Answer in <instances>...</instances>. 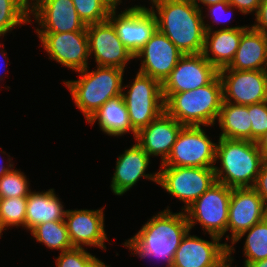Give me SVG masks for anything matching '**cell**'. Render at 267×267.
<instances>
[{
  "instance_id": "1",
  "label": "cell",
  "mask_w": 267,
  "mask_h": 267,
  "mask_svg": "<svg viewBox=\"0 0 267 267\" xmlns=\"http://www.w3.org/2000/svg\"><path fill=\"white\" fill-rule=\"evenodd\" d=\"M189 230L185 212L175 213L167 206L149 218L135 235L121 245L133 256L161 259L158 261H165V267H172L176 250Z\"/></svg>"
},
{
  "instance_id": "2",
  "label": "cell",
  "mask_w": 267,
  "mask_h": 267,
  "mask_svg": "<svg viewBox=\"0 0 267 267\" xmlns=\"http://www.w3.org/2000/svg\"><path fill=\"white\" fill-rule=\"evenodd\" d=\"M157 30L184 54H200L204 48L205 14L190 0H150Z\"/></svg>"
},
{
  "instance_id": "3",
  "label": "cell",
  "mask_w": 267,
  "mask_h": 267,
  "mask_svg": "<svg viewBox=\"0 0 267 267\" xmlns=\"http://www.w3.org/2000/svg\"><path fill=\"white\" fill-rule=\"evenodd\" d=\"M214 172L216 180L230 188L253 187L265 161L257 142L218 138Z\"/></svg>"
},
{
  "instance_id": "4",
  "label": "cell",
  "mask_w": 267,
  "mask_h": 267,
  "mask_svg": "<svg viewBox=\"0 0 267 267\" xmlns=\"http://www.w3.org/2000/svg\"><path fill=\"white\" fill-rule=\"evenodd\" d=\"M78 73L76 80H63L77 109L87 122L109 99L122 95L125 70L117 67L97 66Z\"/></svg>"
},
{
  "instance_id": "5",
  "label": "cell",
  "mask_w": 267,
  "mask_h": 267,
  "mask_svg": "<svg viewBox=\"0 0 267 267\" xmlns=\"http://www.w3.org/2000/svg\"><path fill=\"white\" fill-rule=\"evenodd\" d=\"M165 112L183 126L213 127L223 102V85L218 75L210 84L191 91L163 94Z\"/></svg>"
},
{
  "instance_id": "6",
  "label": "cell",
  "mask_w": 267,
  "mask_h": 267,
  "mask_svg": "<svg viewBox=\"0 0 267 267\" xmlns=\"http://www.w3.org/2000/svg\"><path fill=\"white\" fill-rule=\"evenodd\" d=\"M133 82L122 85L132 128L138 132L165 111L162 83L150 76L136 72Z\"/></svg>"
},
{
  "instance_id": "7",
  "label": "cell",
  "mask_w": 267,
  "mask_h": 267,
  "mask_svg": "<svg viewBox=\"0 0 267 267\" xmlns=\"http://www.w3.org/2000/svg\"><path fill=\"white\" fill-rule=\"evenodd\" d=\"M232 188L215 182L196 201L185 209L192 230L199 224L203 234H212L227 241L229 201Z\"/></svg>"
},
{
  "instance_id": "8",
  "label": "cell",
  "mask_w": 267,
  "mask_h": 267,
  "mask_svg": "<svg viewBox=\"0 0 267 267\" xmlns=\"http://www.w3.org/2000/svg\"><path fill=\"white\" fill-rule=\"evenodd\" d=\"M158 170V185L183 202L182 211L217 181L214 167L160 166Z\"/></svg>"
},
{
  "instance_id": "9",
  "label": "cell",
  "mask_w": 267,
  "mask_h": 267,
  "mask_svg": "<svg viewBox=\"0 0 267 267\" xmlns=\"http://www.w3.org/2000/svg\"><path fill=\"white\" fill-rule=\"evenodd\" d=\"M207 126H183L167 159L160 166L214 167L216 145Z\"/></svg>"
},
{
  "instance_id": "10",
  "label": "cell",
  "mask_w": 267,
  "mask_h": 267,
  "mask_svg": "<svg viewBox=\"0 0 267 267\" xmlns=\"http://www.w3.org/2000/svg\"><path fill=\"white\" fill-rule=\"evenodd\" d=\"M120 5L118 3L110 11L108 20L113 24L121 42L135 56L157 30V20L145 4H131V7L119 12L117 10Z\"/></svg>"
},
{
  "instance_id": "11",
  "label": "cell",
  "mask_w": 267,
  "mask_h": 267,
  "mask_svg": "<svg viewBox=\"0 0 267 267\" xmlns=\"http://www.w3.org/2000/svg\"><path fill=\"white\" fill-rule=\"evenodd\" d=\"M48 58L72 71L84 70L90 64L87 29L74 32L36 33Z\"/></svg>"
},
{
  "instance_id": "12",
  "label": "cell",
  "mask_w": 267,
  "mask_h": 267,
  "mask_svg": "<svg viewBox=\"0 0 267 267\" xmlns=\"http://www.w3.org/2000/svg\"><path fill=\"white\" fill-rule=\"evenodd\" d=\"M29 19L30 25H38L35 33L74 32L87 27L72 0H30Z\"/></svg>"
},
{
  "instance_id": "13",
  "label": "cell",
  "mask_w": 267,
  "mask_h": 267,
  "mask_svg": "<svg viewBox=\"0 0 267 267\" xmlns=\"http://www.w3.org/2000/svg\"><path fill=\"white\" fill-rule=\"evenodd\" d=\"M223 101L250 105L267 101V70L221 69Z\"/></svg>"
},
{
  "instance_id": "14",
  "label": "cell",
  "mask_w": 267,
  "mask_h": 267,
  "mask_svg": "<svg viewBox=\"0 0 267 267\" xmlns=\"http://www.w3.org/2000/svg\"><path fill=\"white\" fill-rule=\"evenodd\" d=\"M89 56L97 66L117 67L125 70L134 60L133 54L119 39L113 24L106 20L86 27Z\"/></svg>"
},
{
  "instance_id": "15",
  "label": "cell",
  "mask_w": 267,
  "mask_h": 267,
  "mask_svg": "<svg viewBox=\"0 0 267 267\" xmlns=\"http://www.w3.org/2000/svg\"><path fill=\"white\" fill-rule=\"evenodd\" d=\"M104 209V206L91 210L67 209L64 220L73 247L88 250L87 247L90 246L107 251L105 242L109 239L105 230Z\"/></svg>"
},
{
  "instance_id": "16",
  "label": "cell",
  "mask_w": 267,
  "mask_h": 267,
  "mask_svg": "<svg viewBox=\"0 0 267 267\" xmlns=\"http://www.w3.org/2000/svg\"><path fill=\"white\" fill-rule=\"evenodd\" d=\"M219 71L200 54H186L162 83L163 94L191 91L210 84Z\"/></svg>"
},
{
  "instance_id": "17",
  "label": "cell",
  "mask_w": 267,
  "mask_h": 267,
  "mask_svg": "<svg viewBox=\"0 0 267 267\" xmlns=\"http://www.w3.org/2000/svg\"><path fill=\"white\" fill-rule=\"evenodd\" d=\"M183 55L166 35L156 30L134 59L141 62L139 73L163 83Z\"/></svg>"
},
{
  "instance_id": "18",
  "label": "cell",
  "mask_w": 267,
  "mask_h": 267,
  "mask_svg": "<svg viewBox=\"0 0 267 267\" xmlns=\"http://www.w3.org/2000/svg\"><path fill=\"white\" fill-rule=\"evenodd\" d=\"M267 217L264 201L253 187L232 188L229 201L227 242ZM229 231V232H228Z\"/></svg>"
},
{
  "instance_id": "19",
  "label": "cell",
  "mask_w": 267,
  "mask_h": 267,
  "mask_svg": "<svg viewBox=\"0 0 267 267\" xmlns=\"http://www.w3.org/2000/svg\"><path fill=\"white\" fill-rule=\"evenodd\" d=\"M151 157L136 142L118 155L111 178L110 189L116 196H123L139 179H147L158 184V171L149 172Z\"/></svg>"
},
{
  "instance_id": "20",
  "label": "cell",
  "mask_w": 267,
  "mask_h": 267,
  "mask_svg": "<svg viewBox=\"0 0 267 267\" xmlns=\"http://www.w3.org/2000/svg\"><path fill=\"white\" fill-rule=\"evenodd\" d=\"M190 233L176 250L172 267H213L228 252V243L221 242L222 238L207 234L209 241Z\"/></svg>"
},
{
  "instance_id": "21",
  "label": "cell",
  "mask_w": 267,
  "mask_h": 267,
  "mask_svg": "<svg viewBox=\"0 0 267 267\" xmlns=\"http://www.w3.org/2000/svg\"><path fill=\"white\" fill-rule=\"evenodd\" d=\"M182 127L181 123L164 111L148 126L140 129L134 140L150 157L160 156L162 164L169 156Z\"/></svg>"
},
{
  "instance_id": "22",
  "label": "cell",
  "mask_w": 267,
  "mask_h": 267,
  "mask_svg": "<svg viewBox=\"0 0 267 267\" xmlns=\"http://www.w3.org/2000/svg\"><path fill=\"white\" fill-rule=\"evenodd\" d=\"M248 27L218 29L205 32L203 56L219 71L230 65ZM216 29V30H215Z\"/></svg>"
},
{
  "instance_id": "23",
  "label": "cell",
  "mask_w": 267,
  "mask_h": 267,
  "mask_svg": "<svg viewBox=\"0 0 267 267\" xmlns=\"http://www.w3.org/2000/svg\"><path fill=\"white\" fill-rule=\"evenodd\" d=\"M223 69L267 70V34L249 26L242 33L234 59Z\"/></svg>"
},
{
  "instance_id": "24",
  "label": "cell",
  "mask_w": 267,
  "mask_h": 267,
  "mask_svg": "<svg viewBox=\"0 0 267 267\" xmlns=\"http://www.w3.org/2000/svg\"><path fill=\"white\" fill-rule=\"evenodd\" d=\"M61 200L54 188L41 192L32 190L27 196L26 231L30 232L38 224L64 220L67 209Z\"/></svg>"
},
{
  "instance_id": "25",
  "label": "cell",
  "mask_w": 267,
  "mask_h": 267,
  "mask_svg": "<svg viewBox=\"0 0 267 267\" xmlns=\"http://www.w3.org/2000/svg\"><path fill=\"white\" fill-rule=\"evenodd\" d=\"M98 121V122H97ZM97 122L104 134L119 138L132 133L135 139L136 131L132 128L127 107L122 95L109 99L86 122L91 127Z\"/></svg>"
},
{
  "instance_id": "26",
  "label": "cell",
  "mask_w": 267,
  "mask_h": 267,
  "mask_svg": "<svg viewBox=\"0 0 267 267\" xmlns=\"http://www.w3.org/2000/svg\"><path fill=\"white\" fill-rule=\"evenodd\" d=\"M217 124L221 130L218 138L251 141V119L248 105L222 102Z\"/></svg>"
},
{
  "instance_id": "27",
  "label": "cell",
  "mask_w": 267,
  "mask_h": 267,
  "mask_svg": "<svg viewBox=\"0 0 267 267\" xmlns=\"http://www.w3.org/2000/svg\"><path fill=\"white\" fill-rule=\"evenodd\" d=\"M244 241L242 255L244 257L243 263L257 262L267 258V217L262 221L256 223L251 228L243 231L231 244H228V252L235 253V245L241 239Z\"/></svg>"
},
{
  "instance_id": "28",
  "label": "cell",
  "mask_w": 267,
  "mask_h": 267,
  "mask_svg": "<svg viewBox=\"0 0 267 267\" xmlns=\"http://www.w3.org/2000/svg\"><path fill=\"white\" fill-rule=\"evenodd\" d=\"M30 234L38 243H42L47 249L58 250V253L73 248L65 220L38 224L30 231Z\"/></svg>"
},
{
  "instance_id": "29",
  "label": "cell",
  "mask_w": 267,
  "mask_h": 267,
  "mask_svg": "<svg viewBox=\"0 0 267 267\" xmlns=\"http://www.w3.org/2000/svg\"><path fill=\"white\" fill-rule=\"evenodd\" d=\"M30 0H0V38L28 25Z\"/></svg>"
},
{
  "instance_id": "30",
  "label": "cell",
  "mask_w": 267,
  "mask_h": 267,
  "mask_svg": "<svg viewBox=\"0 0 267 267\" xmlns=\"http://www.w3.org/2000/svg\"><path fill=\"white\" fill-rule=\"evenodd\" d=\"M26 206L27 196L0 199V232L2 234L10 227L25 229Z\"/></svg>"
},
{
  "instance_id": "31",
  "label": "cell",
  "mask_w": 267,
  "mask_h": 267,
  "mask_svg": "<svg viewBox=\"0 0 267 267\" xmlns=\"http://www.w3.org/2000/svg\"><path fill=\"white\" fill-rule=\"evenodd\" d=\"M80 19L86 26L108 20L117 0H72Z\"/></svg>"
},
{
  "instance_id": "32",
  "label": "cell",
  "mask_w": 267,
  "mask_h": 267,
  "mask_svg": "<svg viewBox=\"0 0 267 267\" xmlns=\"http://www.w3.org/2000/svg\"><path fill=\"white\" fill-rule=\"evenodd\" d=\"M30 184L25 173L14 167L0 178V199L28 196Z\"/></svg>"
},
{
  "instance_id": "33",
  "label": "cell",
  "mask_w": 267,
  "mask_h": 267,
  "mask_svg": "<svg viewBox=\"0 0 267 267\" xmlns=\"http://www.w3.org/2000/svg\"><path fill=\"white\" fill-rule=\"evenodd\" d=\"M204 9L208 11L206 16L209 17L210 20L212 21V23L211 22L209 23L208 21L203 20L205 31H212L214 29L213 28L214 24L223 25V26H220L219 29H234V28H239V27L250 26V25H246V26L245 25L243 26L241 25L232 26L231 25L228 27L226 26L227 23L228 25L230 24L229 21L233 17L234 12L238 11V9L235 6L230 5L228 1H222L219 3L213 4V5L207 6Z\"/></svg>"
},
{
  "instance_id": "34",
  "label": "cell",
  "mask_w": 267,
  "mask_h": 267,
  "mask_svg": "<svg viewBox=\"0 0 267 267\" xmlns=\"http://www.w3.org/2000/svg\"><path fill=\"white\" fill-rule=\"evenodd\" d=\"M250 115L251 141L257 142L267 131V101L248 105Z\"/></svg>"
},
{
  "instance_id": "35",
  "label": "cell",
  "mask_w": 267,
  "mask_h": 267,
  "mask_svg": "<svg viewBox=\"0 0 267 267\" xmlns=\"http://www.w3.org/2000/svg\"><path fill=\"white\" fill-rule=\"evenodd\" d=\"M85 248L73 247L59 253L56 257L55 267H84L95 255Z\"/></svg>"
},
{
  "instance_id": "36",
  "label": "cell",
  "mask_w": 267,
  "mask_h": 267,
  "mask_svg": "<svg viewBox=\"0 0 267 267\" xmlns=\"http://www.w3.org/2000/svg\"><path fill=\"white\" fill-rule=\"evenodd\" d=\"M253 188L262 198L267 208V160L262 163Z\"/></svg>"
},
{
  "instance_id": "37",
  "label": "cell",
  "mask_w": 267,
  "mask_h": 267,
  "mask_svg": "<svg viewBox=\"0 0 267 267\" xmlns=\"http://www.w3.org/2000/svg\"><path fill=\"white\" fill-rule=\"evenodd\" d=\"M230 5L235 6L243 15L257 13L261 0H227Z\"/></svg>"
},
{
  "instance_id": "38",
  "label": "cell",
  "mask_w": 267,
  "mask_h": 267,
  "mask_svg": "<svg viewBox=\"0 0 267 267\" xmlns=\"http://www.w3.org/2000/svg\"><path fill=\"white\" fill-rule=\"evenodd\" d=\"M254 19V24L250 26L254 30L267 34V0H261Z\"/></svg>"
},
{
  "instance_id": "39",
  "label": "cell",
  "mask_w": 267,
  "mask_h": 267,
  "mask_svg": "<svg viewBox=\"0 0 267 267\" xmlns=\"http://www.w3.org/2000/svg\"><path fill=\"white\" fill-rule=\"evenodd\" d=\"M0 153L1 154H4V155H6L7 156V160H6V164H1L2 162H0V178L3 176V175H5L7 172H9L12 168H14V162H13V158L12 157H10V155L7 153L6 154V152L5 151H3V150H0ZM1 159V158H0ZM1 161V160H0Z\"/></svg>"
},
{
  "instance_id": "40",
  "label": "cell",
  "mask_w": 267,
  "mask_h": 267,
  "mask_svg": "<svg viewBox=\"0 0 267 267\" xmlns=\"http://www.w3.org/2000/svg\"><path fill=\"white\" fill-rule=\"evenodd\" d=\"M234 260V256L227 252L213 267H237L232 266Z\"/></svg>"
},
{
  "instance_id": "41",
  "label": "cell",
  "mask_w": 267,
  "mask_h": 267,
  "mask_svg": "<svg viewBox=\"0 0 267 267\" xmlns=\"http://www.w3.org/2000/svg\"><path fill=\"white\" fill-rule=\"evenodd\" d=\"M259 151L261 152L263 158L267 160V131L263 136L257 141Z\"/></svg>"
},
{
  "instance_id": "42",
  "label": "cell",
  "mask_w": 267,
  "mask_h": 267,
  "mask_svg": "<svg viewBox=\"0 0 267 267\" xmlns=\"http://www.w3.org/2000/svg\"><path fill=\"white\" fill-rule=\"evenodd\" d=\"M190 1H192L201 11H203L204 7H207V6L222 2V1H227V0H190Z\"/></svg>"
},
{
  "instance_id": "43",
  "label": "cell",
  "mask_w": 267,
  "mask_h": 267,
  "mask_svg": "<svg viewBox=\"0 0 267 267\" xmlns=\"http://www.w3.org/2000/svg\"><path fill=\"white\" fill-rule=\"evenodd\" d=\"M84 267H111V266L104 263L101 259H98L95 255Z\"/></svg>"
},
{
  "instance_id": "44",
  "label": "cell",
  "mask_w": 267,
  "mask_h": 267,
  "mask_svg": "<svg viewBox=\"0 0 267 267\" xmlns=\"http://www.w3.org/2000/svg\"><path fill=\"white\" fill-rule=\"evenodd\" d=\"M0 39L2 40L3 38H0ZM2 46H3V47H2ZM0 47H1V48H0V57L3 58V60L5 59V60H6V64L8 65V61H7V60H8L9 58H7V52H6V50L4 49V47H5V46H4V43H3V44L0 43ZM2 48H3V49H2ZM1 58H0V59H1ZM1 60H2V59H1ZM1 62H3V61H1ZM3 63H4V62H3ZM3 63H1V64L3 65ZM1 64H0V70H3V69H2L3 66H2ZM2 73H3V72H2ZM2 73H1V71H0V74H2ZM3 76H4V75H2V76L0 75V81H2V80L4 79Z\"/></svg>"
},
{
  "instance_id": "45",
  "label": "cell",
  "mask_w": 267,
  "mask_h": 267,
  "mask_svg": "<svg viewBox=\"0 0 267 267\" xmlns=\"http://www.w3.org/2000/svg\"><path fill=\"white\" fill-rule=\"evenodd\" d=\"M242 266L243 267H267V258L257 261V262L244 263Z\"/></svg>"
},
{
  "instance_id": "46",
  "label": "cell",
  "mask_w": 267,
  "mask_h": 267,
  "mask_svg": "<svg viewBox=\"0 0 267 267\" xmlns=\"http://www.w3.org/2000/svg\"><path fill=\"white\" fill-rule=\"evenodd\" d=\"M118 1V3H120V4H123V0H117ZM125 1V0H124ZM148 1H150V0H148Z\"/></svg>"
}]
</instances>
